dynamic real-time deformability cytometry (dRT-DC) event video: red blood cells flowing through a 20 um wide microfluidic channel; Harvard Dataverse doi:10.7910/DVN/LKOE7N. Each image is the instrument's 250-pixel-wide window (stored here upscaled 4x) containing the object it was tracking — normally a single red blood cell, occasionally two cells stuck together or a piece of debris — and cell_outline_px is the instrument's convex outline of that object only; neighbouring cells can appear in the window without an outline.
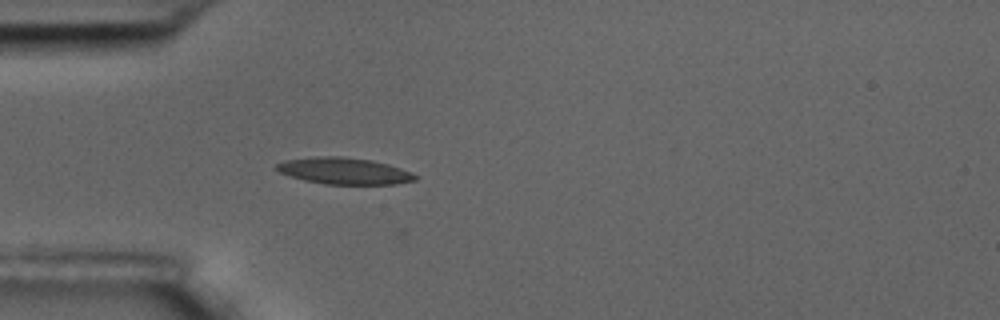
{"species": "common noctule bat (a hibernating species)", "species_latin": "Nyctalus noctula", "temperature_condition": "room temperature", "stored_images_in_passage": 1, "camera_frame_rate_fps": 3000, "um_per_image_px": 0.085, "animal": {"sex": "male", "body_mass_g": 17.5, "forearm_length_mm": 52.3}, "frame": {"image": 1, "passage_image": 1, "time_ms": 0.0, "image_size_px": [1000, 320], "cell_outline_px": [[416, 180], [396, 184], [324, 184], [304, 180], [280, 172], [276, 168], [276, 164], [284, 160], [316, 156], [340, 156], [372, 160], [388, 164], [412, 172], [416, 176]], "centroid_in_image_um": [29.26, 14.52], "position_along_channel_um": 55.7, "area_um2": 21.39}}